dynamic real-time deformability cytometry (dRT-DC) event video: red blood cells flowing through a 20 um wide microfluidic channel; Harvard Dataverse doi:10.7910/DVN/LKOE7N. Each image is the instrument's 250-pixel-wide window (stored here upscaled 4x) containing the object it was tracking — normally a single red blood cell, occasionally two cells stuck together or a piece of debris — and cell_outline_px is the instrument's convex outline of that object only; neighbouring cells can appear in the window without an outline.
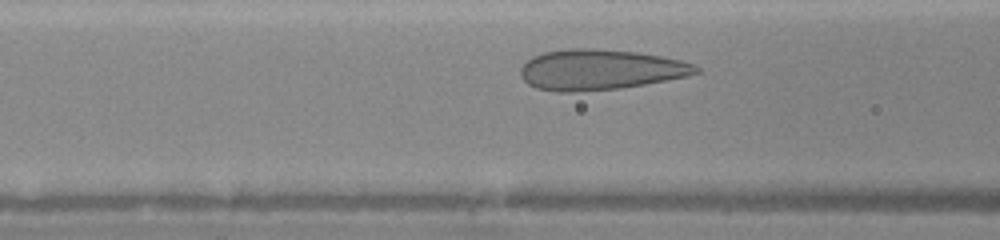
{"species": "human", "species_latin": "Homo sapiens", "temperature_condition": "warm", "stored_images_in_passage": 25, "camera_frame_rate_fps": 3000, "um_per_image_px": 0.085, "donor": {"sex": "female"}, "frame": {"image": 1, "passage_image": 6, "time_ms": 1.667, "image_size_px": [1000, 240], "cell_outline_px": [[700, 72], [688, 76], [644, 84], [620, 88], [576, 92], [556, 92], [536, 88], [528, 84], [520, 76], [520, 68], [528, 60], [544, 52], [572, 48], [592, 48], [636, 52], [660, 56], [680, 60], [692, 64], [700, 68]], "centroid_in_image_um": [50.99, 5.93], "position_along_channel_um": 115.6, "area_um2": 41.21}}
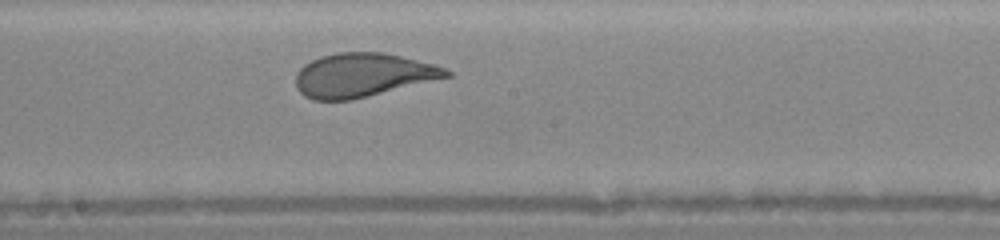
{"frame": {"image": 2, "passage_image": 13, "time_ms": 4.0, "image_size_px": [1000, 240], "cell_outline_px": [[452, 76], [352, 100], [312, 100], [304, 96], [300, 92], [296, 84], [296, 72], [304, 64], [320, 56], [336, 52], [384, 52], [448, 68], [452, 72]], "centroid_in_image_um": [30.83, 6.38], "position_along_channel_um": 217.4, "area_um2": 38.49}}
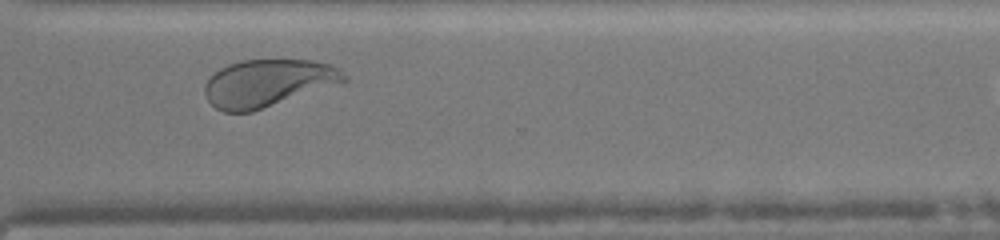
{"frame": {"image": 3, "passage_image": 22, "time_ms": 7.0, "image_size_px": [1000, 240], "cell_outline_px": [[348, 80], [252, 112], [224, 112], [216, 108], [208, 100], [204, 92], [204, 84], [220, 68], [228, 64], [240, 60], [312, 60], [332, 64], [340, 68], [348, 76]], "centroid_in_image_um": [22.77, 7.05], "position_along_channel_um": 347.8, "area_um2": 38.26}}